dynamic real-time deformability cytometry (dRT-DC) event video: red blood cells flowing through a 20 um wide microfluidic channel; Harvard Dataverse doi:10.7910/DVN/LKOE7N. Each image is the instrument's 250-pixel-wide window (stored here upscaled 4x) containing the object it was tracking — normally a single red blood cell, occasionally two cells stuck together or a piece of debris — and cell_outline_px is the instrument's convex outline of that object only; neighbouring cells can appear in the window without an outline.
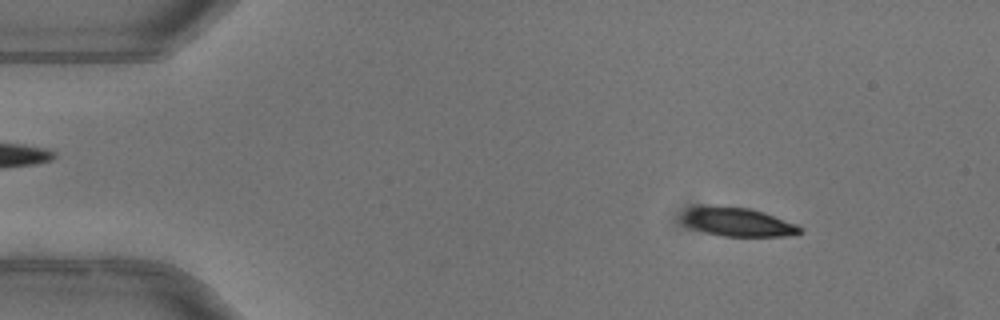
{"species": "common noctule bat (a hibernating species)", "species_latin": "Nyctalus noctula", "temperature_condition": "warm", "stored_images_in_passage": 45, "camera_frame_rate_fps": 3000, "um_per_image_px": 0.085, "animal": {"sex": "female"}, "frame": {"image": 1, "passage_image": 1, "time_ms": 0.0, "image_size_px": [1000, 320], "cell_outline_px": [[804, 232], [788, 236], [724, 236], [692, 228], [684, 220], [684, 212], [688, 208], [752, 208], [764, 212], [796, 224], [804, 228]], "centroid_in_image_um": [62.86, 18.91], "position_along_channel_um": 22.1, "area_um2": 18.84}}
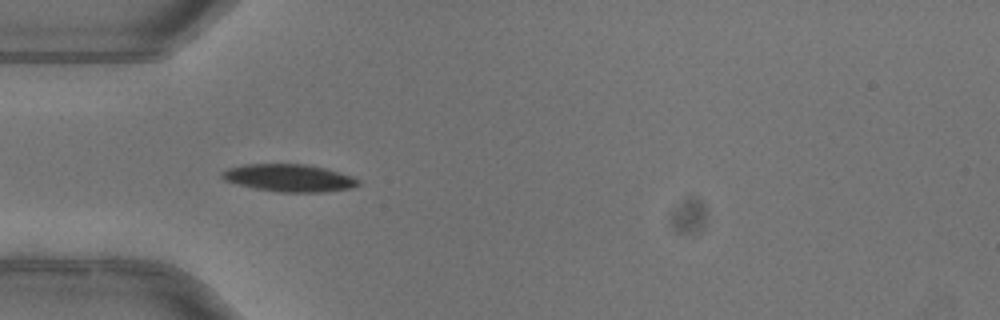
{"frame": {"image": 2, "passage_image": 10, "time_ms": 3.0, "image_size_px": [1000, 320], "cell_outline_px": [[360, 184], [352, 188], [324, 192], [280, 192], [252, 188], [236, 184], [224, 180], [220, 176], [220, 172], [228, 168], [244, 164], [308, 164], [324, 168], [352, 176], [360, 180]], "centroid_in_image_um": [24.55, 15.13], "position_along_channel_um": 60.4, "area_um2": 21.96}}
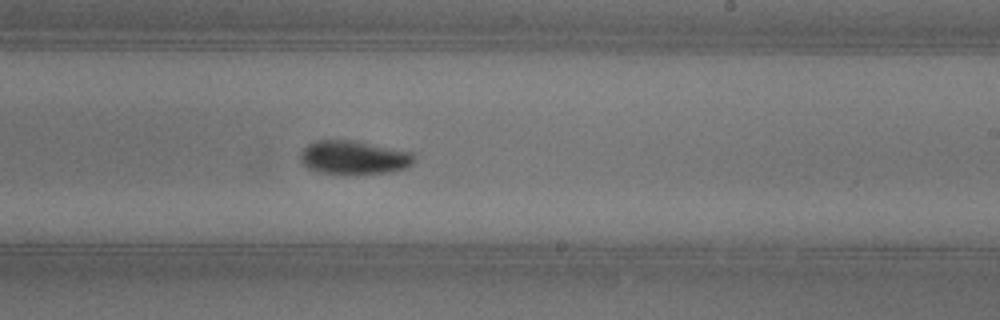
{"frame": {"image": 3, "passage_image": 25, "time_ms": 8.0, "image_size_px": [1000, 320], "cell_outline_px": [[416, 160], [408, 168], [392, 172], [320, 172], [308, 168], [300, 160], [300, 152], [308, 144], [316, 140], [352, 140], [412, 152], [416, 156]], "centroid_in_image_um": [30.11, 13.36], "position_along_channel_um": 258.9, "area_um2": 21.91}, "authors_computed_cell_mechanics": {"area_um2": 21.2126, "velocity_mm_per_s": 4.0111, "shape_relaxation_time_tau1_ms": 5.2621, "shape_relaxation_time_tau2_ms": null, "deformation_change_tau1": 0.1638, "deformation_change_tau2": null}}